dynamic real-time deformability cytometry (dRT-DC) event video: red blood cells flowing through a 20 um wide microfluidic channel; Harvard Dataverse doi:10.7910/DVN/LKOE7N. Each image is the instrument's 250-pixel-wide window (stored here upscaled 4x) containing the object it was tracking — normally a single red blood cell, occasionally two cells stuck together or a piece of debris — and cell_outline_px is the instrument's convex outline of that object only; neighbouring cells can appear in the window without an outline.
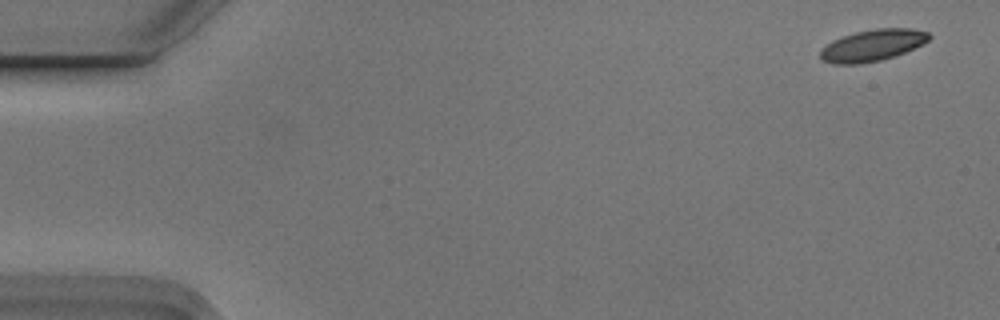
{"species": "Egyptian fruit bat (a non-hibernating species)", "species_latin": "Rousettus aegyptiacus", "temperature_condition": "cold", "stored_images_in_passage": 5, "camera_frame_rate_fps": 3000, "um_per_image_px": 0.085, "animal": {"sex": "male"}, "frame": {"image": 1, "passage_image": 1, "time_ms": 0.0, "image_size_px": [1000, 320], "cell_outline_px": [[932, 36], [924, 44], [904, 52], [880, 60], [856, 64], [836, 64], [824, 60], [820, 56], [820, 48], [832, 40], [856, 32], [876, 28], [912, 28], [928, 32]], "centroid_in_image_um": [74.17, 3.84], "position_along_channel_um": 10.8, "area_um2": 19.88}}
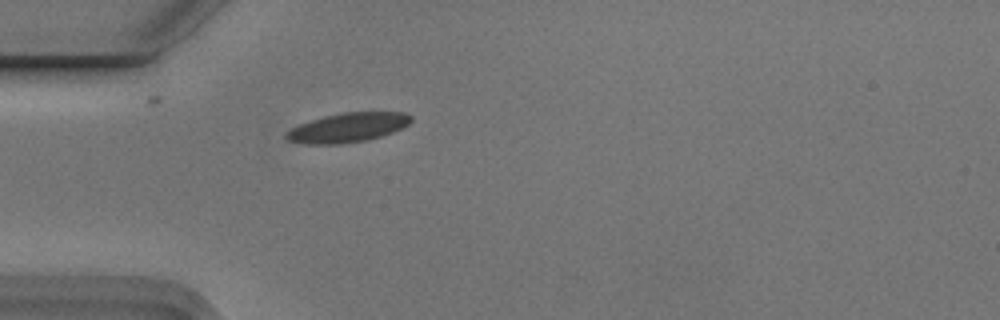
{"frame": {"image": 2, "passage_image": 5, "time_ms": 1.333, "image_size_px": [1000, 320], "cell_outline_px": [[412, 120], [408, 124], [392, 132], [380, 136], [364, 140], [340, 144], [308, 144], [288, 140], [284, 136], [284, 132], [300, 124], [324, 116], [344, 112], [404, 112], [412, 116]], "centroid_in_image_um": [29.55, 10.84], "position_along_channel_um": 55.5, "area_um2": 21.1}}